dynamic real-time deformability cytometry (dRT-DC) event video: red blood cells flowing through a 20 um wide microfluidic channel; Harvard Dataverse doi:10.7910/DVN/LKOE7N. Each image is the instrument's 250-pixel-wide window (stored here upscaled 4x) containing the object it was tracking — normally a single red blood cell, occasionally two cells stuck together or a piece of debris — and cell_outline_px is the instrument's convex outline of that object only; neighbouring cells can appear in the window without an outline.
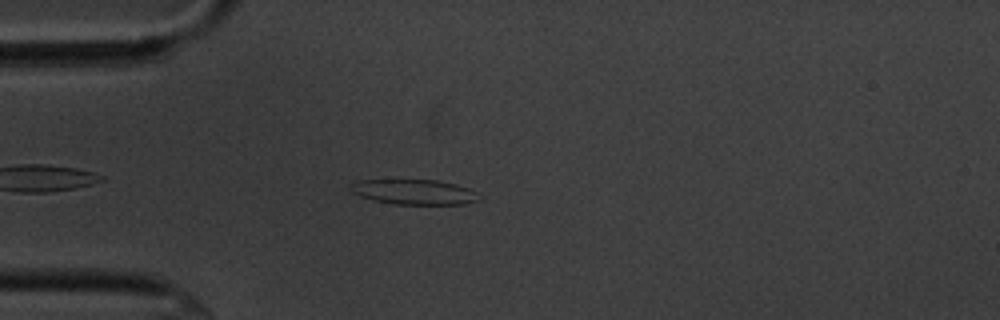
{"species": "common noctule bat (a hibernating species)", "species_latin": "Nyctalus noctula", "temperature_condition": "cold", "stored_images_in_passage": 38, "camera_frame_rate_fps": 3000, "um_per_image_px": 0.085, "animal": {"sex": "male", "body_mass_g": 20.1, "forearm_length_mm": 53.5}, "frame": {"image": 1, "passage_image": 5, "time_ms": 1.333, "image_size_px": [1000, 320], "cell_outline_px": [[480, 200], [468, 204], [392, 204], [372, 200], [360, 196], [352, 192], [348, 188], [352, 184], [360, 180], [436, 180], [456, 184], [468, 188], [476, 192]], "centroid_in_image_um": [35.21, 16.32], "position_along_channel_um": 49.8, "area_um2": 18.79}}
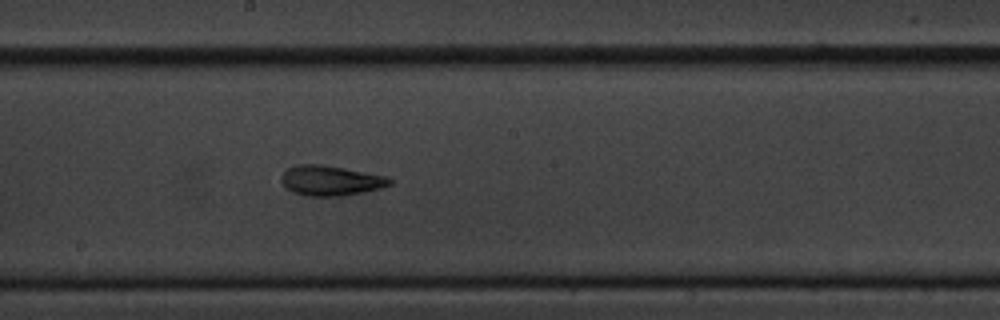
{"frame": {"image": 2, "passage_image": 20, "time_ms": 6.333, "image_size_px": [1000, 320], "cell_outline_px": [[392, 184], [380, 188], [364, 192], [340, 196], [308, 196], [292, 192], [280, 180], [280, 176], [288, 168], [296, 164], [320, 164], [344, 168], [388, 176], [392, 180]], "centroid_in_image_um": [28.11, 15.34], "position_along_channel_um": 220.1, "area_um2": 19.02}}
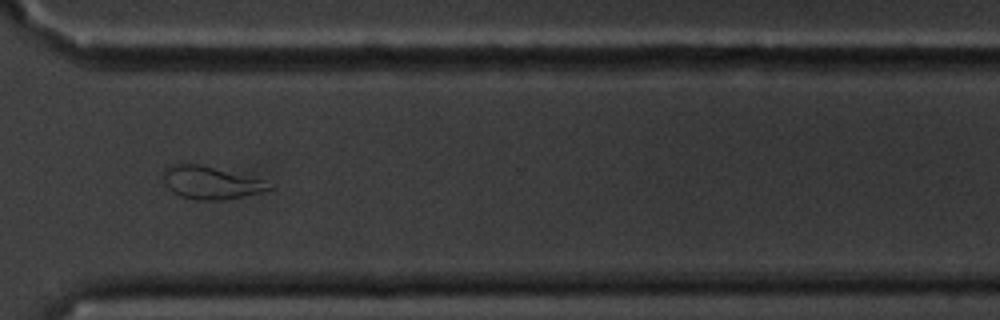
{"frame": {"image": 3, "passage_image": 31, "time_ms": 10.0, "image_size_px": [1000, 320], "cell_outline_px": [[276, 188], [260, 192], [224, 200], [196, 200], [180, 196], [172, 192], [168, 188], [160, 176], [164, 168], [172, 164], [200, 164], [260, 180]], "centroid_in_image_um": [17.8, 15.53], "position_along_channel_um": 352.8, "area_um2": 19.94}, "authors_computed_cell_mechanics": {"area_um2": 18.785, "velocity_mm_per_s": 3.6168, "shape_relaxation_time_tau1_ms": 7.2442, "shape_relaxation_time_tau2_ms": 3.0252, "deformation_change_tau1": 0.187, "deformation_change_tau2": 0.1201}}